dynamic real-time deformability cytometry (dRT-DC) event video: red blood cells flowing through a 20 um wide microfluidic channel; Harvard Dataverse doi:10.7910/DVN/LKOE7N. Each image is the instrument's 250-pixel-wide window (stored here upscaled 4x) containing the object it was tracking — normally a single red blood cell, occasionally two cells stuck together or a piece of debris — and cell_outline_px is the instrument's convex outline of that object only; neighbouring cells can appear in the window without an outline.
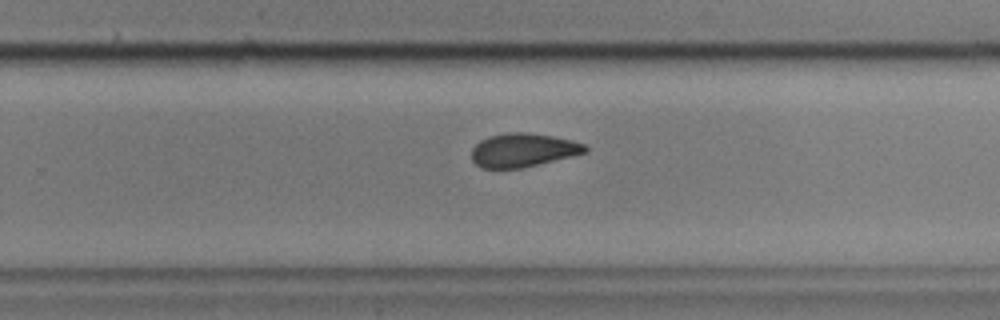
{"species": "common noctule bat (a hibernating species)", "species_latin": "Nyctalus noctula", "temperature_condition": "cold", "stored_images_in_passage": 42, "camera_frame_rate_fps": 3000, "um_per_image_px": 0.085, "animal": {"sex": "male", "body_mass_g": 17.9, "forearm_length_mm": 54.2}, "frame": {"image": 1, "passage_image": 24, "time_ms": 7.667, "image_size_px": [1000, 320], "cell_outline_px": [[588, 152], [524, 168], [480, 168], [472, 160], [472, 148], [480, 140], [488, 136], [508, 132], [528, 132], [552, 136], [572, 140], [584, 144], [588, 148]], "centroid_in_image_um": [44.46, 12.76], "position_along_channel_um": 285.3, "area_um2": 22.43}}
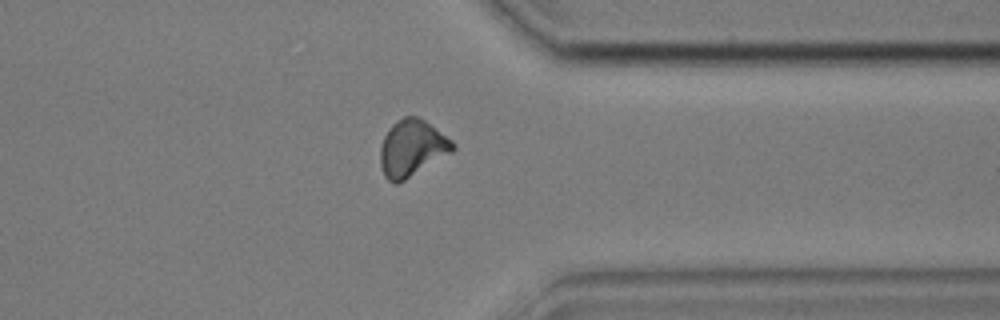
{"frame": {"image": 2, "passage_image": 32, "time_ms": 10.333, "image_size_px": [1000, 320], "cell_outline_px": [[456, 148], [452, 152], [404, 180], [396, 184], [392, 184], [384, 176], [380, 164], [380, 148], [384, 136], [388, 128], [396, 120], [404, 116], [416, 116], [424, 120], [452, 140], [456, 144]], "centroid_in_image_um": [35.0, 12.59], "position_along_channel_um": 376.4, "area_um2": 23.87}}
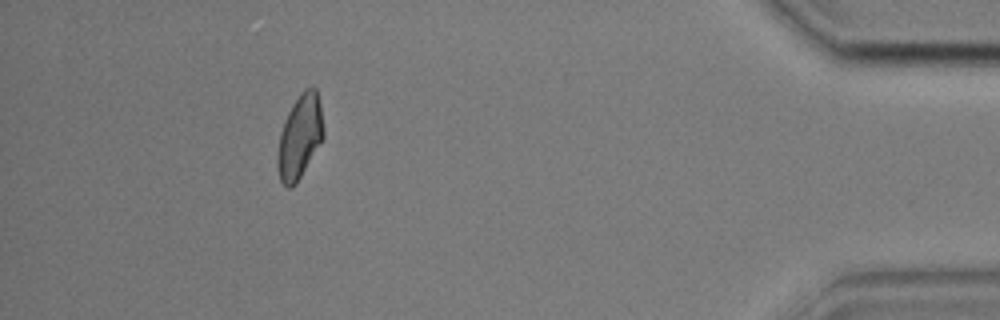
{"frame": {"image": 3, "passage_image": 39, "time_ms": 12.667, "image_size_px": [1000, 320], "cell_outline_px": [[324, 136], [296, 184], [292, 188], [288, 188], [280, 180], [276, 164], [276, 160], [280, 132], [284, 120], [292, 104], [300, 92], [304, 88], [312, 84], [316, 88], [320, 104], [324, 128]], "centroid_in_image_um": [25.47, 11.58], "position_along_channel_um": 409.7, "area_um2": 22.6}, "authors_computed_cell_mechanics": {"area_um2": 23.1778, "velocity_mm_per_s": 3.5849, "shape_relaxation_time_tau1_ms": 4.3215, "shape_relaxation_time_tau2_ms": 3.4279, "deformation_change_tau1": 0.1103, "deformation_change_tau2": 0.0926}}